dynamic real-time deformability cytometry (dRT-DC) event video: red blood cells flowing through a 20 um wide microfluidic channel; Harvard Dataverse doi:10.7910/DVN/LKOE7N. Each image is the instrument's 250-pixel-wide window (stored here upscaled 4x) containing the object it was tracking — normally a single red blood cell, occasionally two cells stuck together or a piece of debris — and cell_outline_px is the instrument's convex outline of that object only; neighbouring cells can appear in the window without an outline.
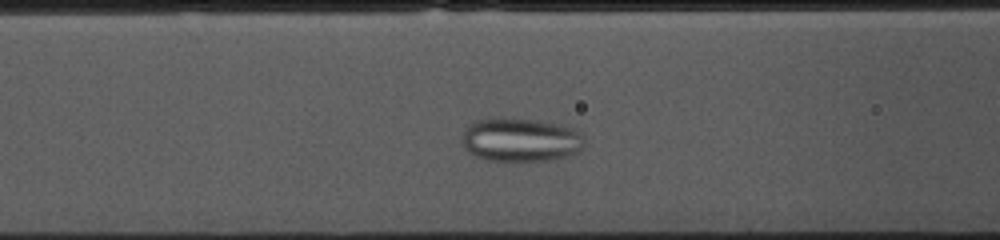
{"species": "common noctule bat (a hibernating species)", "species_latin": "Nyctalus noctula", "temperature_condition": "cold", "stored_images_in_passage": 32, "camera_frame_rate_fps": 3000, "um_per_image_px": 0.085, "animal": {"sex": "female", "body_mass_g": 10.0, "forearm_length_mm": 53.1}, "frame": {"image": 1, "passage_image": 8, "time_ms": 2.333, "image_size_px": [1000, 240], "cell_outline_px": [[584, 144], [576, 152], [568, 156], [552, 160], [488, 160], [476, 156], [468, 152], [464, 148], [460, 140], [460, 136], [468, 124], [476, 120], [492, 116], [536, 120], [556, 124], [580, 132], [584, 140]], "centroid_in_image_um": [44.16, 11.86], "position_along_channel_um": 122.4, "area_um2": 31.33}}
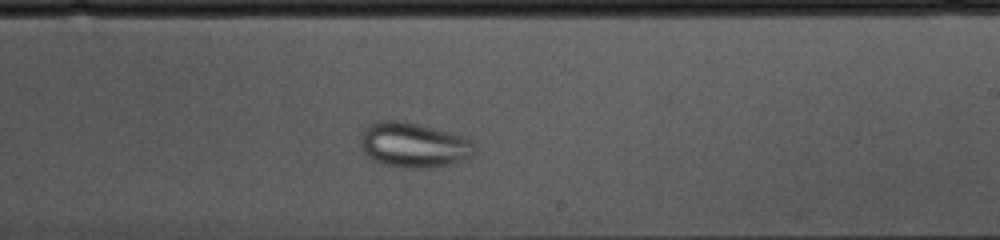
{"frame": {"image": 2, "passage_image": 19, "time_ms": 6.0, "image_size_px": [1000, 240], "cell_outline_px": [[476, 144], [472, 156], [448, 164], [428, 168], [404, 168], [372, 160], [364, 152], [360, 140], [360, 136], [364, 128], [368, 124], [380, 120], [404, 120], [468, 136]], "centroid_in_image_um": [35.18, 12.29], "position_along_channel_um": 253.8, "area_um2": 30.23}}
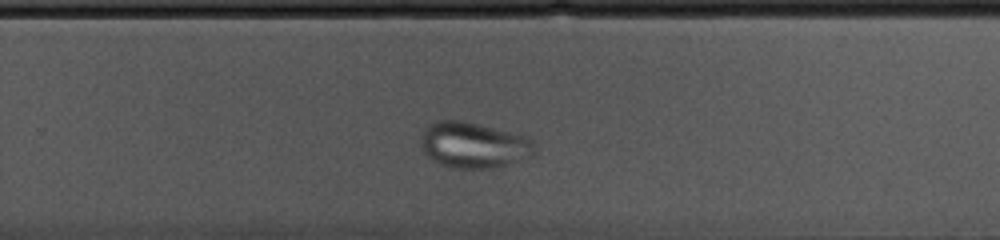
{"frame": {"image": 3, "passage_image": 22, "time_ms": 7.0, "image_size_px": [1000, 240], "cell_outline_px": [[536, 152], [532, 156], [496, 168], [452, 168], [440, 164], [432, 160], [420, 148], [420, 132], [428, 124], [436, 120], [460, 120], [528, 136], [536, 144]], "centroid_in_image_um": [40.24, 12.33], "position_along_channel_um": 289.6, "area_um2": 30.87}}